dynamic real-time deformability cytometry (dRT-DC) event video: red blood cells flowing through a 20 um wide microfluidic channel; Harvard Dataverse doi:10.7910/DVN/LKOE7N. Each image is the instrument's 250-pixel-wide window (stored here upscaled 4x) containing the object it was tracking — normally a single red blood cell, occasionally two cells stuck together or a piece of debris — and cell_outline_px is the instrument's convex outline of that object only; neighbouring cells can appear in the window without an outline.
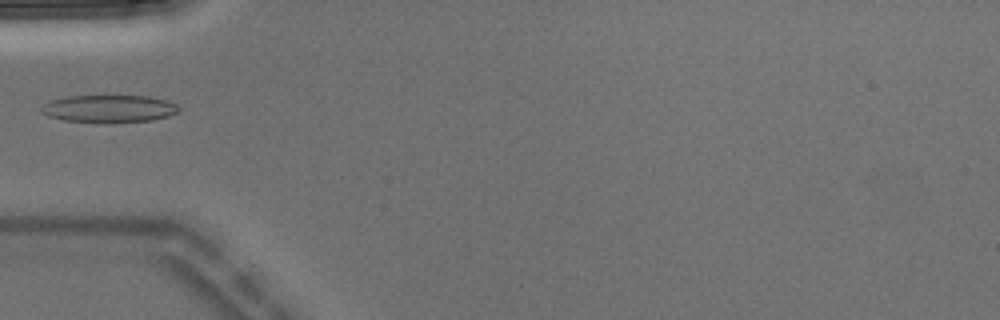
{"species": "Egyptian fruit bat (a non-hibernating species)", "species_latin": "Rousettus aegyptiacus", "temperature_condition": "warm", "stored_images_in_passage": 5, "camera_frame_rate_fps": 3000, "um_per_image_px": 0.085, "animal": {"sex": "male"}, "frame": {"image": 1, "passage_image": 4, "time_ms": 1.0, "image_size_px": [1000, 320], "cell_outline_px": [[180, 108], [176, 112], [168, 116], [152, 120], [64, 120], [48, 116], [40, 112], [40, 108], [44, 104], [52, 100], [68, 96], [148, 96], [168, 100], [176, 104]], "centroid_in_image_um": [9.27, 9.19], "position_along_channel_um": 75.7, "area_um2": 21.04}}